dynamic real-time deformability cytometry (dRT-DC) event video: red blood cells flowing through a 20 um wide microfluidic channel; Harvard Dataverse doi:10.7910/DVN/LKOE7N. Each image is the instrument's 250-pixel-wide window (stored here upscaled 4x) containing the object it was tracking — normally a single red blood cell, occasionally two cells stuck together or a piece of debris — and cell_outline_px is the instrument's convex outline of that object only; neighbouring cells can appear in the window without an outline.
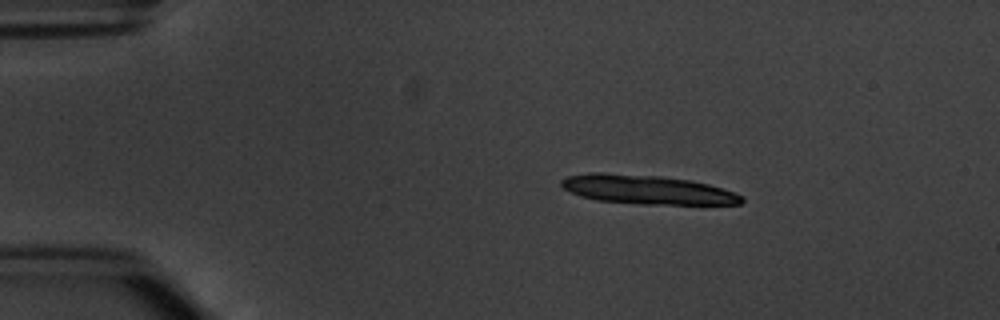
{"species": "common noctule bat (a hibernating species)", "species_latin": "Nyctalus noctula", "temperature_condition": "warm", "stored_images_in_passage": 2, "camera_frame_rate_fps": 3000, "um_per_image_px": 0.085, "animal": {"sex": "male", "body_mass_g": 20.1, "forearm_length_mm": 53.5}, "frame": {"image": 1, "passage_image": 1, "time_ms": 0.0, "image_size_px": [1000, 320], "cell_outline_px": [[744, 200], [740, 204], [640, 204], [596, 200], [580, 196], [564, 188], [560, 184], [560, 180], [568, 176], [588, 172], [600, 172], [660, 176], [692, 180], [708, 184], [736, 192], [744, 196]], "centroid_in_image_um": [55.02, 16.11], "position_along_channel_um": 30.0, "area_um2": 30.69}}